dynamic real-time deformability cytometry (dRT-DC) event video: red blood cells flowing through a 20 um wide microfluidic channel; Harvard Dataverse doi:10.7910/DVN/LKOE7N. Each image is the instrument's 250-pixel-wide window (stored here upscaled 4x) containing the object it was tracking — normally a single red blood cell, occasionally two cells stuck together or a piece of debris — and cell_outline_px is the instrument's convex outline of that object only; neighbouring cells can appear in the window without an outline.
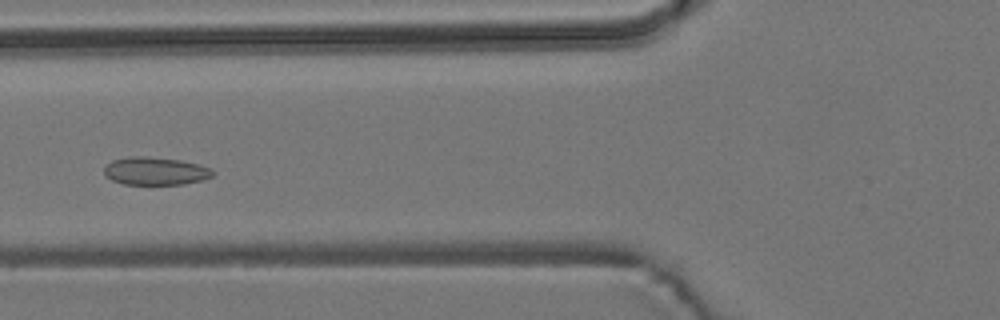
{"species": "common noctule bat (a hibernating species)", "species_latin": "Nyctalus noctula", "temperature_condition": "room temperature", "stored_images_in_passage": 12, "camera_frame_rate_fps": 3000, "um_per_image_px": 0.085, "animal": {"sex": "male", "body_mass_g": 19.2, "forearm_length_mm": 51.8}, "frame": {"image": 1, "passage_image": 7, "time_ms": 8.0, "image_size_px": [1000, 320], "cell_outline_px": [[216, 172], [212, 176], [204, 180], [184, 184], [124, 184], [112, 180], [104, 176], [104, 168], [112, 160], [128, 156], [144, 156], [180, 160], [212, 168]], "centroid_in_image_um": [13.21, 14.54], "position_along_channel_um": 112.6, "area_um2": 17.74}}
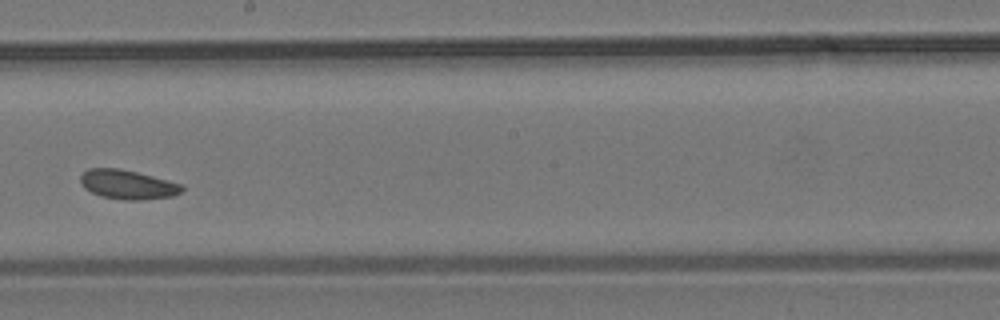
{"frame": {"image": 2, "passage_image": 10, "time_ms": 11.333, "image_size_px": [1000, 320], "cell_outline_px": [[184, 188], [180, 192], [172, 196], [140, 200], [124, 200], [100, 196], [84, 188], [80, 180], [80, 176], [88, 168], [120, 168], [184, 184]], "centroid_in_image_um": [10.85, 15.68], "position_along_channel_um": 237.4, "area_um2": 17.28}}
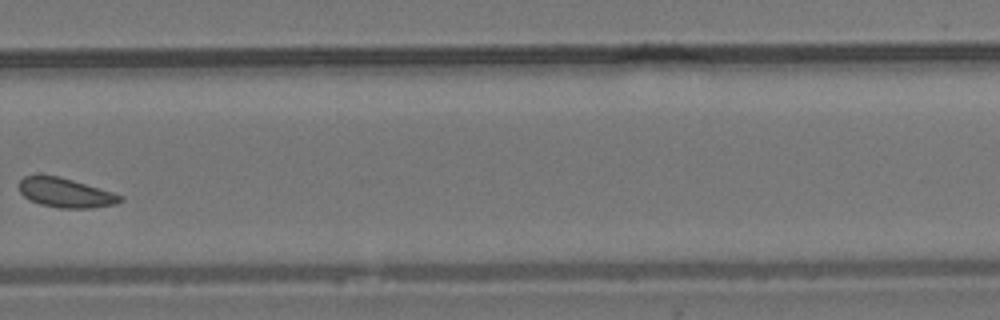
{"frame": {"image": 3, "passage_image": 12, "time_ms": 13.667, "image_size_px": [1000, 320], "cell_outline_px": [[124, 200], [116, 204], [92, 208], [60, 208], [40, 204], [24, 196], [20, 192], [16, 184], [24, 176], [60, 176], [112, 192], [124, 196]], "centroid_in_image_um": [5.58, 16.39], "position_along_channel_um": 324.2, "area_um2": 17.28}}